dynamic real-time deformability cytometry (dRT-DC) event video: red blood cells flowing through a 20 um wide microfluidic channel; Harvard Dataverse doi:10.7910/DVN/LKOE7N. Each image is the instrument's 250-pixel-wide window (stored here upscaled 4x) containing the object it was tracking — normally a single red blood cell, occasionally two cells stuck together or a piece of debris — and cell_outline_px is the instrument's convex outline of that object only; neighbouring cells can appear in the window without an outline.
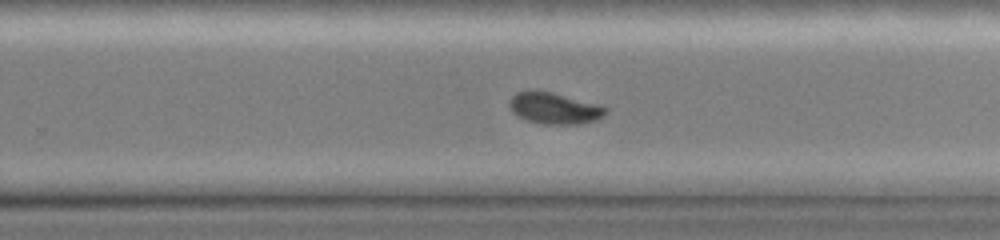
{"species": "common noctule bat (a hibernating species)", "species_latin": "Nyctalus noctula", "temperature_condition": "cold", "stored_images_in_passage": 38, "camera_frame_rate_fps": 3000, "um_per_image_px": 0.085, "animal": {"sex": "female", "body_mass_g": 19.0, "forearm_length_mm": 51.5}, "frame": {"image": 1, "passage_image": 28, "time_ms": 9.667, "image_size_px": [1000, 240], "cell_outline_px": [[608, 112], [596, 120], [576, 124], [544, 124], [528, 120], [516, 116], [512, 112], [508, 104], [512, 96], [516, 92], [552, 92], [604, 104], [608, 108]], "centroid_in_image_um": [47.19, 9.2], "position_along_channel_um": 282.6, "area_um2": 17.69}}
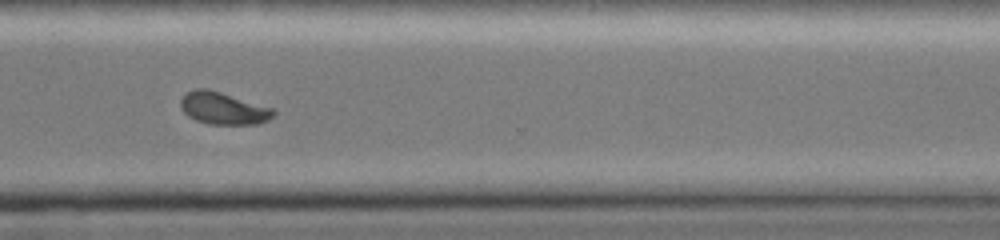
{"frame": {"image": 2, "passage_image": 31, "time_ms": 11.333, "image_size_px": [1000, 240], "cell_outline_px": [[276, 112], [268, 120], [256, 124], [208, 124], [196, 120], [188, 116], [180, 108], [180, 100], [188, 92], [196, 88], [208, 88], [276, 108]], "centroid_in_image_um": [19.0, 9.2], "position_along_channel_um": 351.6, "area_um2": 17.63}}
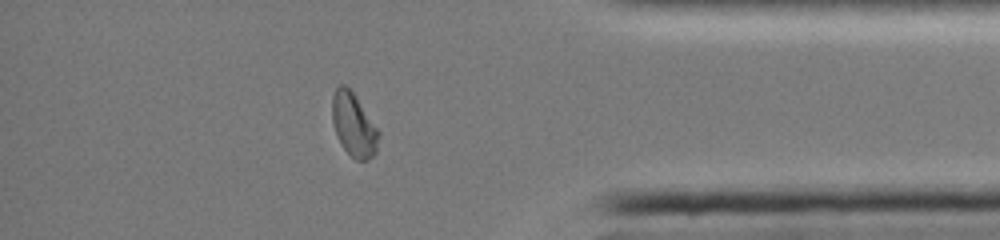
{"frame": {"image": 3, "passage_image": 34, "time_ms": 13.0, "image_size_px": [1000, 240], "cell_outline_px": [[380, 132], [376, 152], [368, 160], [356, 160], [344, 148], [336, 132], [332, 120], [332, 96], [336, 88], [340, 84], [344, 84], [356, 96]], "centroid_in_image_um": [30.07, 10.6], "position_along_channel_um": 405.1, "area_um2": 16.94}, "authors_computed_cell_mechanics": {"area_um2": 17.8313, "velocity_mm_per_s": 4.0862, "shape_relaxation_time_tau1_ms": 2.7832, "shape_relaxation_time_tau2_ms": null, "deformation_change_tau1": 0.0952, "deformation_change_tau2": null}}